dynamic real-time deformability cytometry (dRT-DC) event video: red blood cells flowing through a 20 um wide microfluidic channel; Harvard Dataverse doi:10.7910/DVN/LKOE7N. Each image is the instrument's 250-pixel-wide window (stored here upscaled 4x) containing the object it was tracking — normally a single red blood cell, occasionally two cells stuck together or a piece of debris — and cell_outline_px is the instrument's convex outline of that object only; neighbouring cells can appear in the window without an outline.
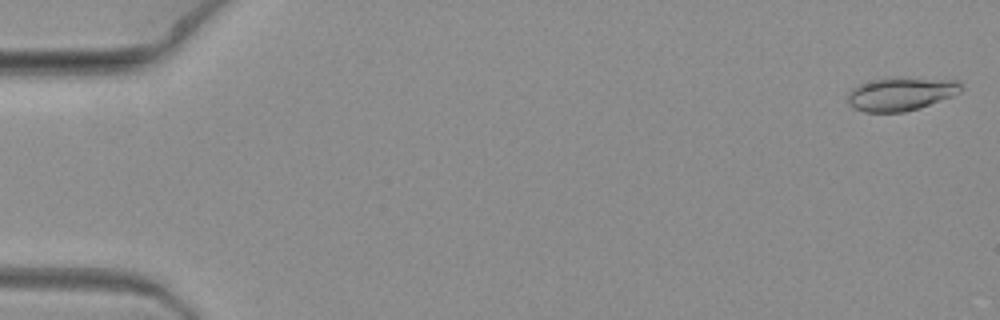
{"species": "common noctule bat (a hibernating species)", "species_latin": "Nyctalus noctula", "temperature_condition": "warm", "stored_images_in_passage": 9, "camera_frame_rate_fps": 3000, "um_per_image_px": 0.085, "animal": {"sex": "female", "body_mass_g": 19.3, "forearm_length_mm": 54.1}, "frame": {"image": 1, "passage_image": 1, "time_ms": 0.0, "image_size_px": [1000, 320], "cell_outline_px": [[964, 88], [960, 92], [952, 96], [920, 108], [904, 112], [864, 112], [852, 108], [848, 104], [848, 92], [852, 88], [860, 84], [876, 80], [896, 76], [900, 76], [960, 80]], "centroid_in_image_um": [76.61, 7.96], "position_along_channel_um": 8.4, "area_um2": 22.54}}
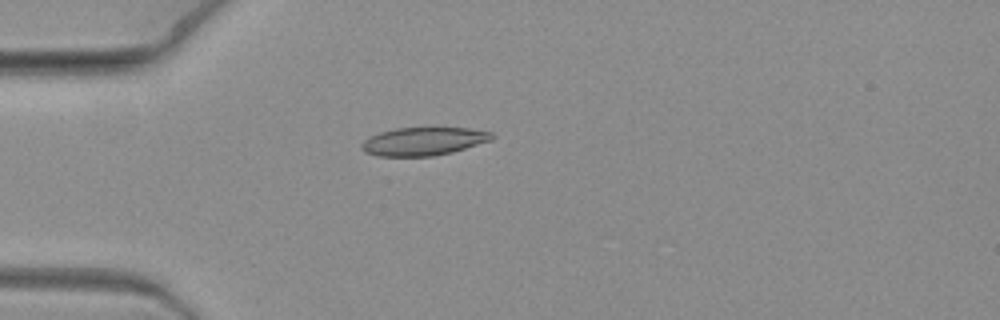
{"frame": {"image": 2, "passage_image": 6, "time_ms": 1.667, "image_size_px": [1000, 320], "cell_outline_px": [[496, 136], [492, 140], [452, 152], [432, 156], [376, 156], [364, 152], [360, 148], [360, 144], [364, 140], [380, 132], [396, 128], [468, 128], [492, 132]], "centroid_in_image_um": [35.99, 12.02], "position_along_channel_um": 49.0, "area_um2": 21.39}}
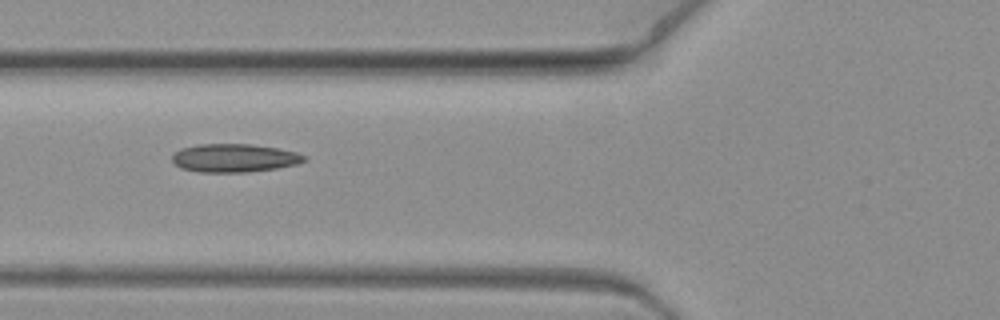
{"frame": {"image": 3, "passage_image": 8, "time_ms": 2.333, "image_size_px": [1000, 320], "cell_outline_px": [[308, 160], [296, 164], [276, 168], [248, 172], [200, 172], [180, 168], [172, 160], [172, 156], [180, 148], [200, 144], [252, 144], [276, 148], [296, 152], [308, 156]], "centroid_in_image_um": [19.93, 13.43], "position_along_channel_um": 105.9, "area_um2": 21.79}}